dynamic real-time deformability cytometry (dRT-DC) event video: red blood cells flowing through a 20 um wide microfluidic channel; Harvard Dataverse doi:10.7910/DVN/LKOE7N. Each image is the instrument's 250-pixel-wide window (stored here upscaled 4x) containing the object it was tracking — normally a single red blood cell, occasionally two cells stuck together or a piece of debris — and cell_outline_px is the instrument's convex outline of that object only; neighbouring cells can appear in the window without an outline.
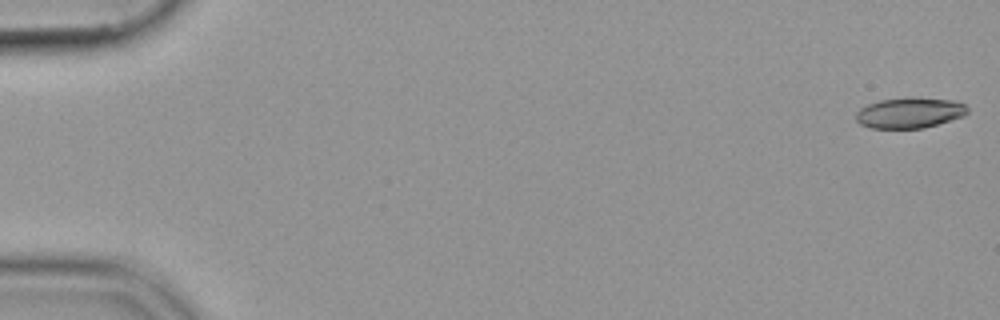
{"species": "common noctule bat (a hibernating species)", "species_latin": "Nyctalus noctula", "temperature_condition": "cold", "stored_images_in_passage": 54, "camera_frame_rate_fps": 3000, "um_per_image_px": 0.085, "animal": {"sex": "female", "body_mass_g": 19.9}, "frame": {"image": 1, "passage_image": 1, "time_ms": 0.0, "image_size_px": [1000, 320], "cell_outline_px": [[968, 112], [964, 116], [924, 128], [872, 128], [860, 124], [856, 120], [856, 112], [860, 108], [868, 104], [880, 100], [908, 96], [912, 96], [952, 100], [964, 104], [968, 108]], "centroid_in_image_um": [77.32, 9.57], "position_along_channel_um": 7.7, "area_um2": 20.11}}
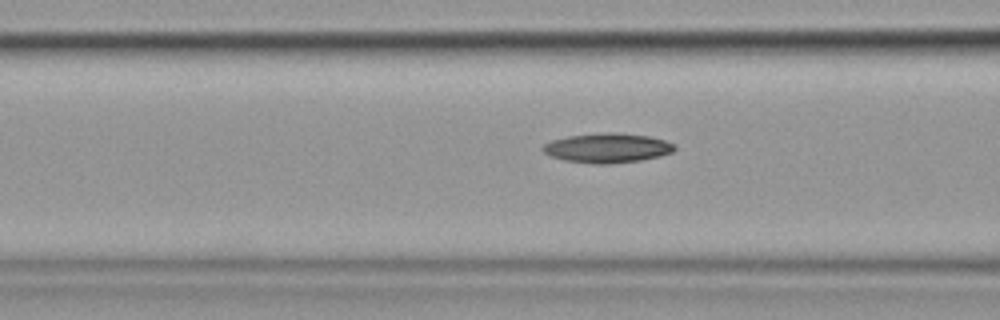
{"frame": {"image": 2, "passage_image": 22, "time_ms": 7.0, "image_size_px": [1000, 320], "cell_outline_px": [[676, 148], [672, 152], [660, 156], [640, 160], [608, 164], [592, 164], [564, 160], [552, 156], [544, 152], [540, 148], [544, 144], [552, 140], [568, 136], [604, 132], [612, 132], [648, 136], [664, 140], [676, 144]], "centroid_in_image_um": [51.62, 12.58], "position_along_channel_um": 115.0, "area_um2": 22.66}}
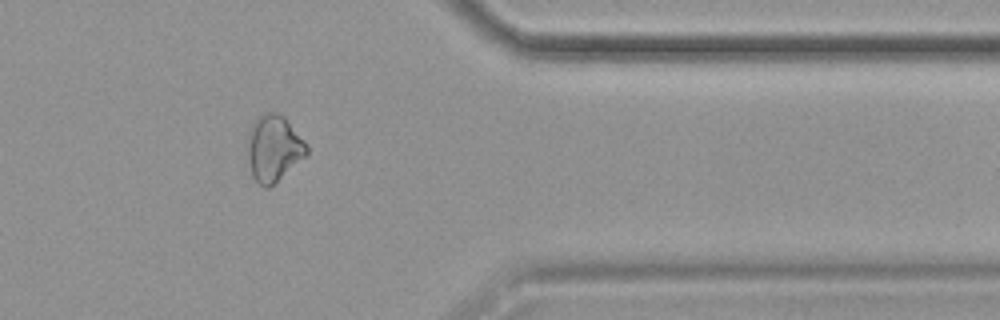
{"frame": {"image": 3, "passage_image": 45, "time_ms": 14.667, "image_size_px": [1000, 320], "cell_outline_px": [[308, 152], [304, 156], [268, 188], [264, 188], [252, 176], [248, 160], [248, 132], [256, 116], [268, 112], [276, 112], [284, 116], [288, 120], [308, 144]], "centroid_in_image_um": [23.25, 12.55], "position_along_channel_um": 388.2, "area_um2": 22.66}}